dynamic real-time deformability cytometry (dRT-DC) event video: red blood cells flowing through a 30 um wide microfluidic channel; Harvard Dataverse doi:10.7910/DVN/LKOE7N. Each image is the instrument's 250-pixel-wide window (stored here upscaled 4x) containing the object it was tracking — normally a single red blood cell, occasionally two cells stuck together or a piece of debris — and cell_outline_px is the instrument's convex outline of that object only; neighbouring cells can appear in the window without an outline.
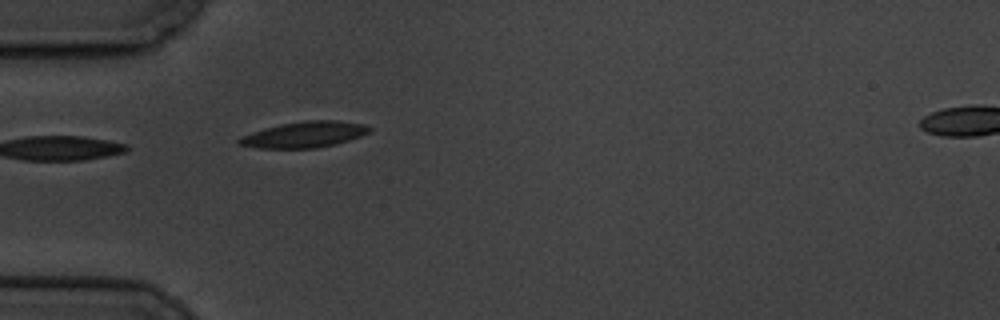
{"species": "common noctule bat (a hibernating species)", "species_latin": "Nyctalus noctula", "temperature_condition": "cold", "stored_images_in_passage": 6, "segment_of_instrument_passage": [1, 2], "camera_frame_rate_fps": 3000, "um_per_image_px": 0.085, "animal": {"sex": "male", "body_mass_g": 19.5, "forearm_length_mm": 54.6}, "frame": {"image": 1, "passage_image": 5, "time_ms": 4.667, "image_size_px": [1000, 320], "cell_outline_px": [[372, 128], [368, 132], [360, 136], [336, 144], [316, 148], [260, 148], [236, 144], [236, 140], [252, 132], [264, 128], [280, 124], [304, 120], [336, 120], [364, 124]], "centroid_in_image_um": [25.86, 11.43], "position_along_channel_um": 59.1, "area_um2": 19.65}}